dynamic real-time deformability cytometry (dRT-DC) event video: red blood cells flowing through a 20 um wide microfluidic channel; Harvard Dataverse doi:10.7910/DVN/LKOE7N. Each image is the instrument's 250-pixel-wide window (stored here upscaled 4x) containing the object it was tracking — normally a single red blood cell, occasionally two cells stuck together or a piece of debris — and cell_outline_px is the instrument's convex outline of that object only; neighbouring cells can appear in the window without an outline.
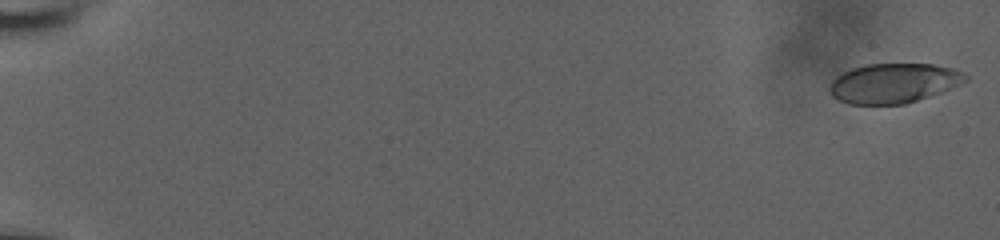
{"species": "human", "species_latin": "Homo sapiens", "temperature_condition": "room temperature", "stored_images_in_passage": 56, "camera_frame_rate_fps": 3000, "um_per_image_px": 0.085, "donor": {"sex": "male"}, "frame": {"image": 1, "passage_image": 1, "time_ms": 0.0, "image_size_px": [1000, 240], "cell_outline_px": [[968, 80], [960, 84], [940, 92], [904, 104], [848, 104], [832, 96], [828, 88], [832, 80], [836, 76], [852, 68], [864, 64], [932, 64], [952, 68], [964, 72], [968, 76]], "centroid_in_image_um": [75.94, 7.06], "position_along_channel_um": 9.1, "area_um2": 31.33}}
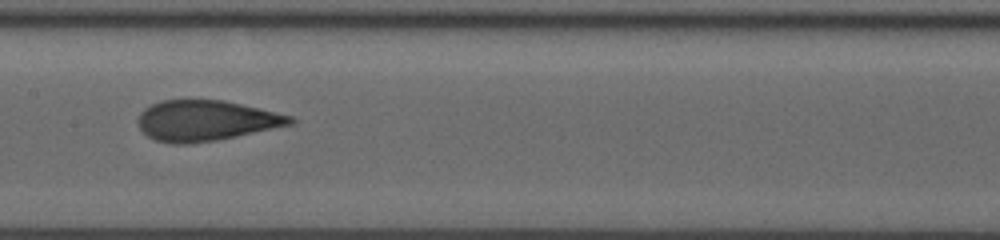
{"frame": {"image": 2, "passage_image": 31, "time_ms": 10.0, "image_size_px": [1000, 240], "cell_outline_px": [[296, 120], [292, 124], [236, 136], [216, 140], [188, 144], [172, 144], [156, 140], [148, 136], [140, 128], [140, 112], [144, 108], [160, 100], [224, 100], [292, 116]], "centroid_in_image_um": [17.49, 10.25], "position_along_channel_um": 189.9, "area_um2": 35.55}}
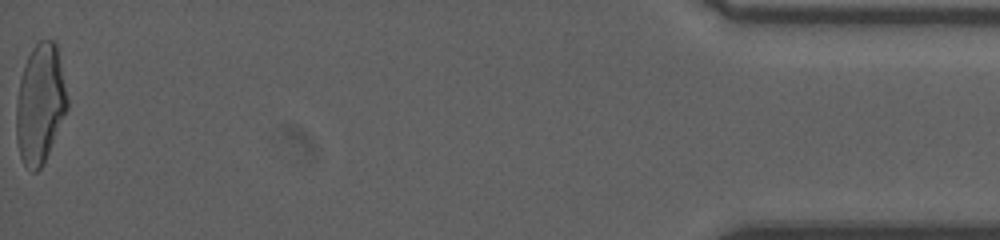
{"frame": {"image": 3, "passage_image": 56, "time_ms": 18.333, "image_size_px": [1000, 240], "cell_outline_px": [[68, 108], [44, 164], [36, 172], [32, 172], [24, 164], [20, 156], [16, 140], [16, 104], [20, 80], [24, 64], [32, 48], [40, 40], [52, 40], [56, 44], [68, 100]], "centroid_in_image_um": [3.4, 8.87], "position_along_channel_um": 431.8, "area_um2": 35.43}, "authors_computed_cell_mechanics": {"area_um2": 35.2002, "velocity_mm_per_s": 3.952, "shape_relaxation_time_tau1_ms": 6.0709, "shape_relaxation_time_tau2_ms": 1.0385, "deformation_change_tau1": 0.2147, "deformation_change_tau2": 0.0805}}